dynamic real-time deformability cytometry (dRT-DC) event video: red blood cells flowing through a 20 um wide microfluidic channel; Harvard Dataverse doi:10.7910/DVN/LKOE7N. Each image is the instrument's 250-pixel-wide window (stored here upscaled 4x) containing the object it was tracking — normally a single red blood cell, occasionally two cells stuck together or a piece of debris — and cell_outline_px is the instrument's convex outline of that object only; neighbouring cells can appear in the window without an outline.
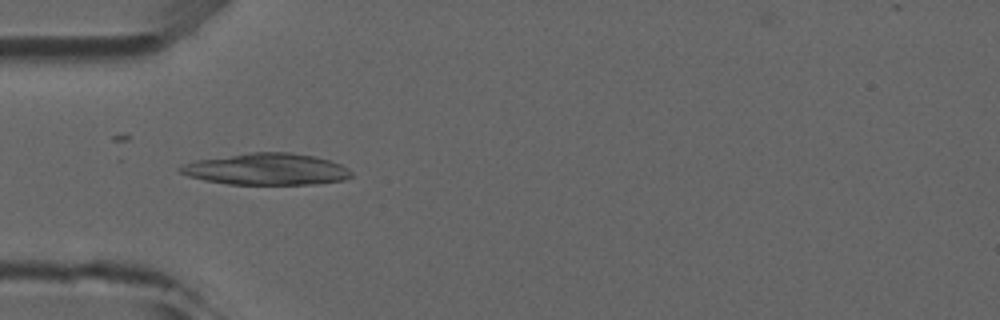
{"species": "common noctule bat (a hibernating species)", "species_latin": "Nyctalus noctula", "temperature_condition": "room temperature", "stored_images_in_passage": 7, "camera_frame_rate_fps": 3000, "um_per_image_px": 0.085, "animal": {"sex": "male", "forearm_length_mm": 52.5}, "frame": {"image": 1, "passage_image": 5, "time_ms": 4.667, "image_size_px": [1000, 320], "cell_outline_px": [[352, 176], [344, 180], [316, 184], [228, 184], [204, 180], [188, 176], [180, 172], [176, 168], [184, 164], [196, 160], [248, 152], [288, 152], [312, 156], [328, 160], [340, 164], [348, 168], [352, 172]], "centroid_in_image_um": [22.64, 14.38], "position_along_channel_um": 62.4, "area_um2": 31.5}}
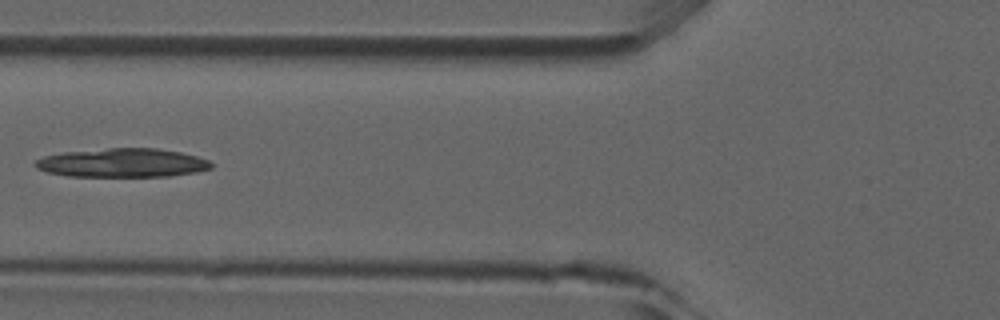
{"frame": {"image": 2, "passage_image": 6, "time_ms": 6.0, "image_size_px": [1000, 320], "cell_outline_px": [[212, 168], [196, 172], [168, 176], [68, 176], [48, 172], [36, 168], [32, 164], [36, 160], [44, 156], [64, 152], [108, 148], [156, 148], [180, 152], [196, 156], [208, 160], [212, 164]], "centroid_in_image_um": [10.38, 13.84], "position_along_channel_um": 115.4, "area_um2": 29.42}}
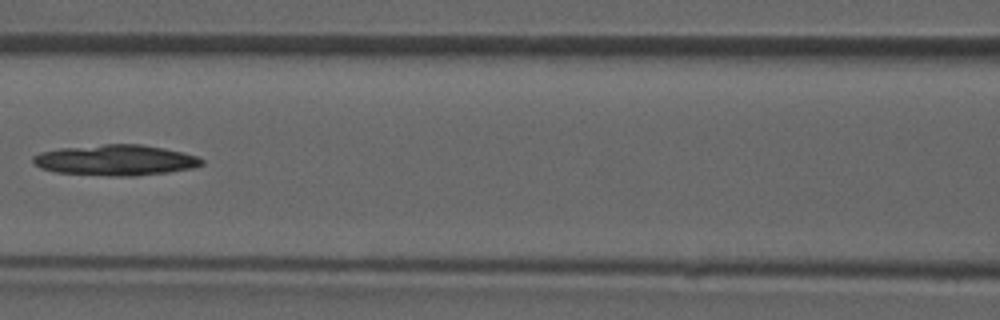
{"frame": {"image": 3, "passage_image": 7, "time_ms": 7.0, "image_size_px": [1000, 320], "cell_outline_px": [[204, 164], [192, 168], [168, 172], [136, 176], [108, 176], [56, 172], [40, 168], [32, 160], [32, 156], [40, 152], [60, 148], [104, 144], [140, 144], [164, 148], [184, 152], [196, 156], [204, 160]], "centroid_in_image_um": [9.83, 13.61], "position_along_channel_um": 156.8, "area_um2": 30.29}}